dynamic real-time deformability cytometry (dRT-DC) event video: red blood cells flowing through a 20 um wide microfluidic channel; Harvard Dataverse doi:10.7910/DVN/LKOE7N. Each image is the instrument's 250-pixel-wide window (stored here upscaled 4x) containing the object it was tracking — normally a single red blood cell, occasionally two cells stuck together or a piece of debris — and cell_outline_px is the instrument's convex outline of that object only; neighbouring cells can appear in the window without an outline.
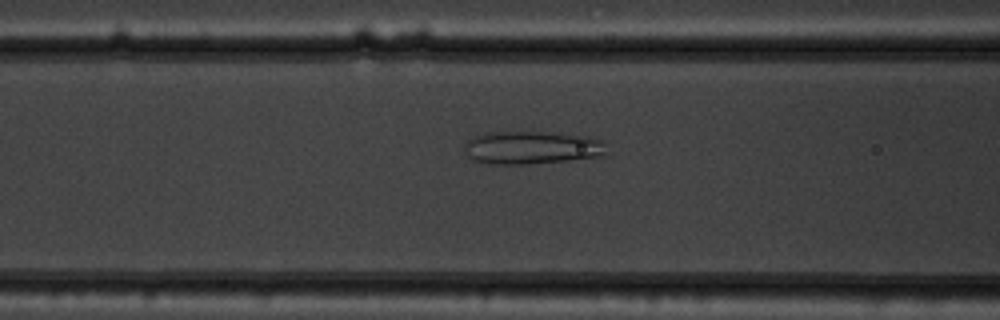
{"species": "common noctule bat (a hibernating species)", "species_latin": "Nyctalus noctula", "temperature_condition": "warm", "stored_images_in_passage": 8, "camera_frame_rate_fps": 3000, "um_per_image_px": 0.085, "animal": {"sex": "male", "body_mass_g": 19.5, "forearm_length_mm": 54.6}, "frame": {"image": 1, "passage_image": 6, "time_ms": 1.667, "image_size_px": [1000, 320], "cell_outline_px": [[604, 156], [524, 164], [492, 164], [476, 160], [468, 156], [464, 152], [464, 148], [468, 140], [484, 132], [540, 132], [588, 136], [604, 140]], "centroid_in_image_um": [45.19, 12.54], "position_along_channel_um": 121.4, "area_um2": 26.99}}